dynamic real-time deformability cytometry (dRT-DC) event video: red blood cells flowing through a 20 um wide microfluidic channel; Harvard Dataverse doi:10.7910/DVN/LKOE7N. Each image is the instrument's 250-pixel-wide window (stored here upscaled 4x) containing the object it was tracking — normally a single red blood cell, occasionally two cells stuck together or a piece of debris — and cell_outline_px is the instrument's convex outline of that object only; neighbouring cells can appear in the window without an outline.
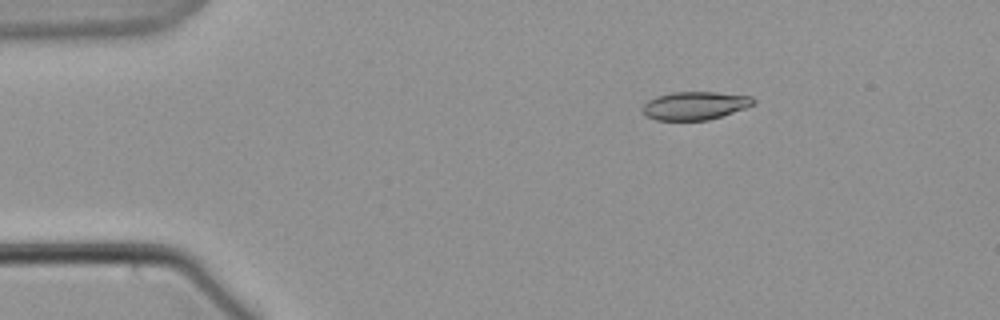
{"species": "common noctule bat (a hibernating species)", "species_latin": "Nyctalus noctula", "temperature_condition": "warm", "stored_images_in_passage": 53, "camera_frame_rate_fps": 3000, "um_per_image_px": 0.085, "animal": {"sex": "male", "body_mass_g": 21.5, "forearm_length_mm": 52.0}, "frame": {"image": 1, "passage_image": 2, "time_ms": 0.333, "image_size_px": [1000, 320], "cell_outline_px": [[756, 104], [708, 120], [656, 120], [648, 116], [640, 108], [648, 100], [656, 96], [672, 92], [716, 92], [752, 96], [756, 100]], "centroid_in_image_um": [59.07, 8.97], "position_along_channel_um": 25.9, "area_um2": 18.15}}
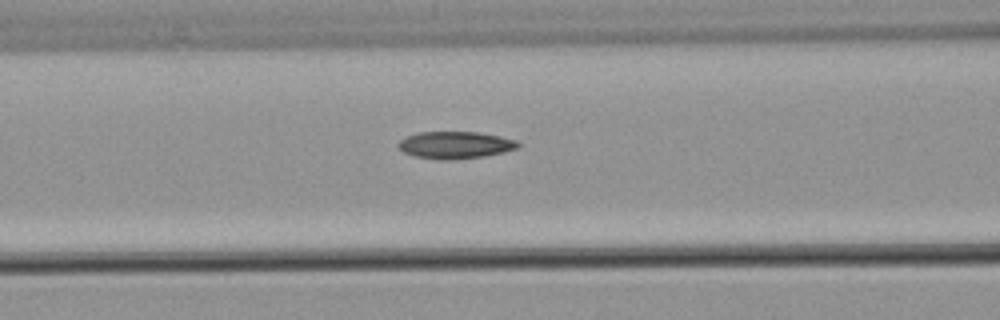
{"frame": {"image": 2, "passage_image": 17, "time_ms": 5.333, "image_size_px": [1000, 320], "cell_outline_px": [[520, 144], [516, 148], [504, 152], [484, 156], [452, 160], [440, 160], [416, 156], [404, 152], [396, 144], [400, 140], [408, 136], [420, 132], [476, 132], [500, 136], [516, 140]], "centroid_in_image_um": [38.7, 12.33], "position_along_channel_um": 127.9, "area_um2": 18.79}}
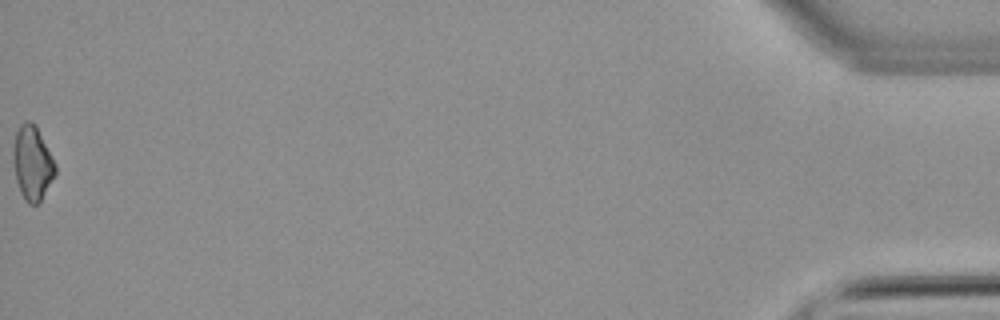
{"frame": {"image": 3, "passage_image": 53, "time_ms": 17.333, "image_size_px": [1000, 320], "cell_outline_px": [[56, 172], [40, 200], [36, 204], [28, 204], [24, 200], [20, 192], [16, 180], [12, 160], [12, 148], [16, 132], [20, 124], [28, 120], [32, 120], [36, 124], [56, 164]], "centroid_in_image_um": [2.72, 13.81], "position_along_channel_um": 432.5, "area_um2": 18.32}}